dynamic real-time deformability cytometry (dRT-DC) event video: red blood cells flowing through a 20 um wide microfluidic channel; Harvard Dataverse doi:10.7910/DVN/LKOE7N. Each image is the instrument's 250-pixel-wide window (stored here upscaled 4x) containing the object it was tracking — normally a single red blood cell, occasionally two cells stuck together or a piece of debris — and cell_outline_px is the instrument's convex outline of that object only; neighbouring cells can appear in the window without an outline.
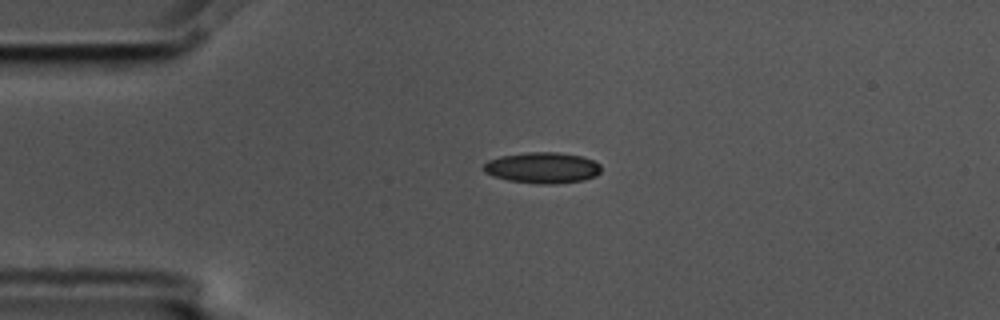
{"species": "common noctule bat (a hibernating species)", "species_latin": "Nyctalus noctula", "temperature_condition": "cold", "stored_images_in_passage": 5, "camera_frame_rate_fps": 3000, "um_per_image_px": 0.085, "animal": {"sex": "male", "body_mass_g": 17.5, "forearm_length_mm": 52.3}, "frame": {"image": 1, "passage_image": 5, "time_ms": 1.333, "image_size_px": [1000, 320], "cell_outline_px": [[600, 172], [596, 176], [584, 180], [552, 184], [536, 184], [508, 180], [492, 176], [484, 172], [480, 168], [488, 160], [500, 156], [528, 152], [556, 152], [580, 156], [592, 160], [600, 164]], "centroid_in_image_um": [46.06, 14.26], "position_along_channel_um": 38.9, "area_um2": 21.33}}